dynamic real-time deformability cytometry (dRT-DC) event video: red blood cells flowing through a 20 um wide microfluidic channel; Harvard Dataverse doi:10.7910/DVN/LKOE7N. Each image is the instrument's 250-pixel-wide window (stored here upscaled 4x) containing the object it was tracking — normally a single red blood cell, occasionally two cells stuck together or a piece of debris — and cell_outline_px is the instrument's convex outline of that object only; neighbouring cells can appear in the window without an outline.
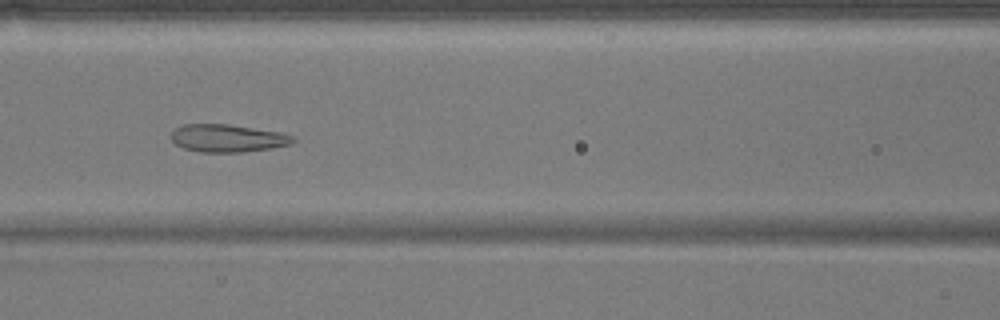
{"species": "common noctule bat (a hibernating species)", "species_latin": "Nyctalus noctula", "temperature_condition": "warm", "stored_images_in_passage": 51, "camera_frame_rate_fps": 3000, "um_per_image_px": 0.085, "animal": {"sex": "male", "body_mass_g": 17.9}, "frame": {"image": 1, "passage_image": 21, "time_ms": 6.667, "image_size_px": [1000, 320], "cell_outline_px": [[296, 140], [292, 144], [272, 148], [244, 152], [200, 152], [184, 148], [176, 144], [172, 140], [172, 132], [176, 128], [184, 124], [228, 124], [280, 132], [296, 136]], "centroid_in_image_um": [19.4, 11.75], "position_along_channel_um": 147.2, "area_um2": 19.71}}
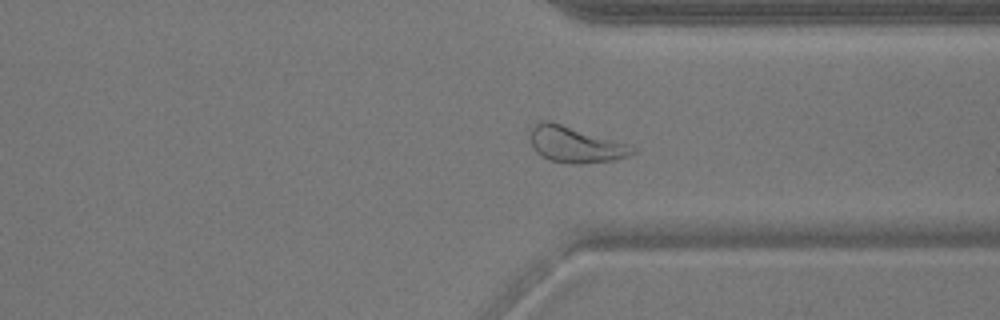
{"frame": {"image": 2, "passage_image": 38, "time_ms": 12.333, "image_size_px": [1000, 320], "cell_outline_px": [[636, 152], [628, 156], [612, 160], [580, 164], [568, 164], [548, 160], [540, 156], [536, 152], [528, 140], [528, 128], [532, 124], [540, 120], [552, 120], [628, 144], [636, 148]], "centroid_in_image_um": [48.8, 12.25], "position_along_channel_um": 362.6, "area_um2": 22.25}}
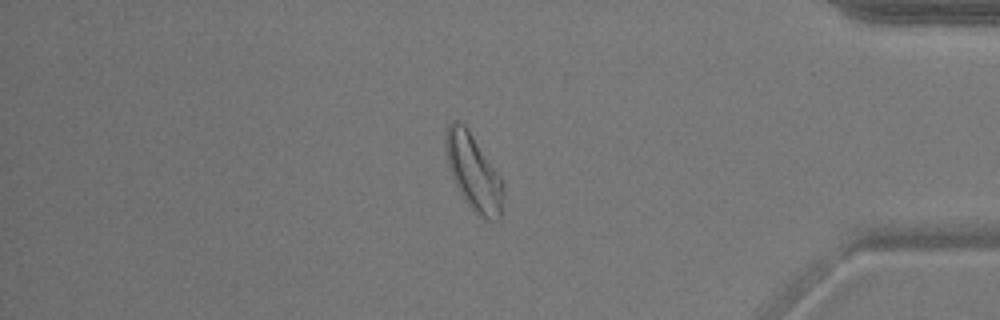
{"frame": {"image": 3, "passage_image": 43, "time_ms": 14.0, "image_size_px": [1000, 320], "cell_outline_px": [[500, 220], [488, 220], [480, 216], [468, 204], [456, 184], [448, 168], [444, 140], [444, 136], [448, 124], [452, 120], [456, 120], [464, 124], [468, 128], [500, 176]], "centroid_in_image_um": [40.18, 14.56], "position_along_channel_um": 395.0, "area_um2": 24.74}, "authors_computed_cell_mechanics": {"area_um2": 23.7558, "velocity_mm_per_s": 3.8019, "shape_relaxation_time_tau1_ms": null, "shape_relaxation_time_tau2_ms": 1.2206, "deformation_change_tau1": null, "deformation_change_tau2": 0.0834}}